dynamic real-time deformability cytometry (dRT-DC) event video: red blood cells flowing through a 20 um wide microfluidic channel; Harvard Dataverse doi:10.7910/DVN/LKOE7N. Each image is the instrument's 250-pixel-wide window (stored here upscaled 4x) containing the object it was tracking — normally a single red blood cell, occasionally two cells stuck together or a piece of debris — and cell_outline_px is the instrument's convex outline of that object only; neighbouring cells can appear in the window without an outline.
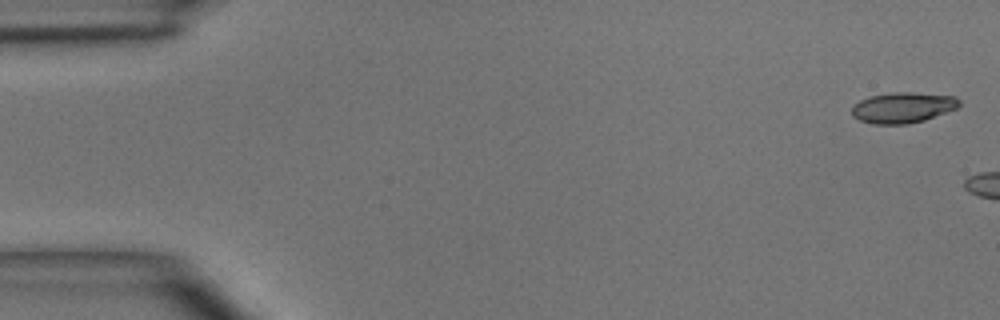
{"species": "common noctule bat (a hibernating species)", "species_latin": "Nyctalus noctula", "temperature_condition": "room temperature", "stored_images_in_passage": 2, "camera_frame_rate_fps": 3000, "um_per_image_px": 0.085, "animal": {"sex": "male", "body_mass_g": 15.6}, "frame": {"image": 1, "passage_image": 1, "time_ms": 0.0, "image_size_px": [1000, 320], "cell_outline_px": [[960, 104], [956, 108], [924, 120], [908, 124], [872, 124], [860, 120], [852, 116], [852, 104], [868, 96], [892, 92], [912, 92], [952, 96], [960, 100]], "centroid_in_image_um": [76.68, 9.14], "position_along_channel_um": 8.3, "area_um2": 19.19}}